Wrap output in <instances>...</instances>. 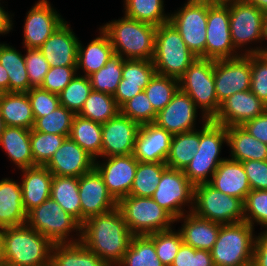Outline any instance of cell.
Wrapping results in <instances>:
<instances>
[{
  "label": "cell",
  "instance_id": "8992f818",
  "mask_svg": "<svg viewBox=\"0 0 267 266\" xmlns=\"http://www.w3.org/2000/svg\"><path fill=\"white\" fill-rule=\"evenodd\" d=\"M196 59L170 22L156 28L152 60L156 73L179 79Z\"/></svg>",
  "mask_w": 267,
  "mask_h": 266
},
{
  "label": "cell",
  "instance_id": "03108f58",
  "mask_svg": "<svg viewBox=\"0 0 267 266\" xmlns=\"http://www.w3.org/2000/svg\"><path fill=\"white\" fill-rule=\"evenodd\" d=\"M6 227L0 225V265L4 263V235Z\"/></svg>",
  "mask_w": 267,
  "mask_h": 266
},
{
  "label": "cell",
  "instance_id": "836d02e7",
  "mask_svg": "<svg viewBox=\"0 0 267 266\" xmlns=\"http://www.w3.org/2000/svg\"><path fill=\"white\" fill-rule=\"evenodd\" d=\"M51 264L53 266H108L81 242L54 244Z\"/></svg>",
  "mask_w": 267,
  "mask_h": 266
},
{
  "label": "cell",
  "instance_id": "3957f363",
  "mask_svg": "<svg viewBox=\"0 0 267 266\" xmlns=\"http://www.w3.org/2000/svg\"><path fill=\"white\" fill-rule=\"evenodd\" d=\"M54 244L27 224L6 227L4 262L20 266H48Z\"/></svg>",
  "mask_w": 267,
  "mask_h": 266
},
{
  "label": "cell",
  "instance_id": "4fadbf2b",
  "mask_svg": "<svg viewBox=\"0 0 267 266\" xmlns=\"http://www.w3.org/2000/svg\"><path fill=\"white\" fill-rule=\"evenodd\" d=\"M152 198L176 220L192 211L194 185L188 180L183 170L167 168L162 173ZM188 203L191 209L186 211L183 207Z\"/></svg>",
  "mask_w": 267,
  "mask_h": 266
},
{
  "label": "cell",
  "instance_id": "4316f807",
  "mask_svg": "<svg viewBox=\"0 0 267 266\" xmlns=\"http://www.w3.org/2000/svg\"><path fill=\"white\" fill-rule=\"evenodd\" d=\"M22 200L26 213L50 198L53 174L45 167L36 165L21 170Z\"/></svg>",
  "mask_w": 267,
  "mask_h": 266
},
{
  "label": "cell",
  "instance_id": "003e7915",
  "mask_svg": "<svg viewBox=\"0 0 267 266\" xmlns=\"http://www.w3.org/2000/svg\"><path fill=\"white\" fill-rule=\"evenodd\" d=\"M255 5L262 12L267 13V0H242Z\"/></svg>",
  "mask_w": 267,
  "mask_h": 266
},
{
  "label": "cell",
  "instance_id": "8d00e7d4",
  "mask_svg": "<svg viewBox=\"0 0 267 266\" xmlns=\"http://www.w3.org/2000/svg\"><path fill=\"white\" fill-rule=\"evenodd\" d=\"M200 130L196 129L172 136L170 151L165 161L168 168L184 170L197 153Z\"/></svg>",
  "mask_w": 267,
  "mask_h": 266
},
{
  "label": "cell",
  "instance_id": "d4e9b609",
  "mask_svg": "<svg viewBox=\"0 0 267 266\" xmlns=\"http://www.w3.org/2000/svg\"><path fill=\"white\" fill-rule=\"evenodd\" d=\"M178 217L175 222L184 220L181 229L183 243L199 250H211L217 240L222 224L198 217L188 212Z\"/></svg>",
  "mask_w": 267,
  "mask_h": 266
},
{
  "label": "cell",
  "instance_id": "9a60e30c",
  "mask_svg": "<svg viewBox=\"0 0 267 266\" xmlns=\"http://www.w3.org/2000/svg\"><path fill=\"white\" fill-rule=\"evenodd\" d=\"M229 6L230 32L236 50L251 42H262L264 12L242 0H223ZM241 47V48H240ZM239 48V49H238Z\"/></svg>",
  "mask_w": 267,
  "mask_h": 266
},
{
  "label": "cell",
  "instance_id": "7bdbcfd3",
  "mask_svg": "<svg viewBox=\"0 0 267 266\" xmlns=\"http://www.w3.org/2000/svg\"><path fill=\"white\" fill-rule=\"evenodd\" d=\"M179 89V80L155 73L144 91L156 113L165 108Z\"/></svg>",
  "mask_w": 267,
  "mask_h": 266
},
{
  "label": "cell",
  "instance_id": "be15d7a7",
  "mask_svg": "<svg viewBox=\"0 0 267 266\" xmlns=\"http://www.w3.org/2000/svg\"><path fill=\"white\" fill-rule=\"evenodd\" d=\"M0 5V34H7L13 28L12 17Z\"/></svg>",
  "mask_w": 267,
  "mask_h": 266
},
{
  "label": "cell",
  "instance_id": "60d3db41",
  "mask_svg": "<svg viewBox=\"0 0 267 266\" xmlns=\"http://www.w3.org/2000/svg\"><path fill=\"white\" fill-rule=\"evenodd\" d=\"M167 168L166 163L138 162L129 195L152 197L160 182L162 173Z\"/></svg>",
  "mask_w": 267,
  "mask_h": 266
},
{
  "label": "cell",
  "instance_id": "f546056e",
  "mask_svg": "<svg viewBox=\"0 0 267 266\" xmlns=\"http://www.w3.org/2000/svg\"><path fill=\"white\" fill-rule=\"evenodd\" d=\"M226 143L231 150V160H267V145L253 137L242 126L227 127Z\"/></svg>",
  "mask_w": 267,
  "mask_h": 266
},
{
  "label": "cell",
  "instance_id": "89a4df30",
  "mask_svg": "<svg viewBox=\"0 0 267 266\" xmlns=\"http://www.w3.org/2000/svg\"><path fill=\"white\" fill-rule=\"evenodd\" d=\"M262 38L263 40H267V13L263 17Z\"/></svg>",
  "mask_w": 267,
  "mask_h": 266
},
{
  "label": "cell",
  "instance_id": "9c48e42d",
  "mask_svg": "<svg viewBox=\"0 0 267 266\" xmlns=\"http://www.w3.org/2000/svg\"><path fill=\"white\" fill-rule=\"evenodd\" d=\"M26 224L53 244L76 243L81 240V224L51 198L27 213ZM72 231H78V238H68Z\"/></svg>",
  "mask_w": 267,
  "mask_h": 266
},
{
  "label": "cell",
  "instance_id": "b9f144b4",
  "mask_svg": "<svg viewBox=\"0 0 267 266\" xmlns=\"http://www.w3.org/2000/svg\"><path fill=\"white\" fill-rule=\"evenodd\" d=\"M123 61L120 55L113 54L104 67L89 76L92 89L114 95L122 79Z\"/></svg>",
  "mask_w": 267,
  "mask_h": 266
},
{
  "label": "cell",
  "instance_id": "e7e4bbea",
  "mask_svg": "<svg viewBox=\"0 0 267 266\" xmlns=\"http://www.w3.org/2000/svg\"><path fill=\"white\" fill-rule=\"evenodd\" d=\"M9 92V77L6 69L0 64V93Z\"/></svg>",
  "mask_w": 267,
  "mask_h": 266
},
{
  "label": "cell",
  "instance_id": "d590c367",
  "mask_svg": "<svg viewBox=\"0 0 267 266\" xmlns=\"http://www.w3.org/2000/svg\"><path fill=\"white\" fill-rule=\"evenodd\" d=\"M69 138L76 142L95 160L101 157L102 151V124L83 118L76 114L74 116Z\"/></svg>",
  "mask_w": 267,
  "mask_h": 266
},
{
  "label": "cell",
  "instance_id": "91938a15",
  "mask_svg": "<svg viewBox=\"0 0 267 266\" xmlns=\"http://www.w3.org/2000/svg\"><path fill=\"white\" fill-rule=\"evenodd\" d=\"M142 91L143 89L139 85L123 84V79H121L113 97L118 106L121 107L125 102Z\"/></svg>",
  "mask_w": 267,
  "mask_h": 266
},
{
  "label": "cell",
  "instance_id": "ab89813d",
  "mask_svg": "<svg viewBox=\"0 0 267 266\" xmlns=\"http://www.w3.org/2000/svg\"><path fill=\"white\" fill-rule=\"evenodd\" d=\"M163 0H124L125 16L156 27L168 23Z\"/></svg>",
  "mask_w": 267,
  "mask_h": 266
},
{
  "label": "cell",
  "instance_id": "ba28073f",
  "mask_svg": "<svg viewBox=\"0 0 267 266\" xmlns=\"http://www.w3.org/2000/svg\"><path fill=\"white\" fill-rule=\"evenodd\" d=\"M128 229L133 235H148L171 229L175 219L152 197L128 195L117 202Z\"/></svg>",
  "mask_w": 267,
  "mask_h": 266
},
{
  "label": "cell",
  "instance_id": "4dcf8cb0",
  "mask_svg": "<svg viewBox=\"0 0 267 266\" xmlns=\"http://www.w3.org/2000/svg\"><path fill=\"white\" fill-rule=\"evenodd\" d=\"M100 36L93 39L86 48L79 41L77 51V71L83 69L84 75L89 77L104 67L114 53L109 36L99 28Z\"/></svg>",
  "mask_w": 267,
  "mask_h": 266
},
{
  "label": "cell",
  "instance_id": "603a6c76",
  "mask_svg": "<svg viewBox=\"0 0 267 266\" xmlns=\"http://www.w3.org/2000/svg\"><path fill=\"white\" fill-rule=\"evenodd\" d=\"M79 40L64 21L39 48L49 67H76Z\"/></svg>",
  "mask_w": 267,
  "mask_h": 266
},
{
  "label": "cell",
  "instance_id": "816d5d0a",
  "mask_svg": "<svg viewBox=\"0 0 267 266\" xmlns=\"http://www.w3.org/2000/svg\"><path fill=\"white\" fill-rule=\"evenodd\" d=\"M250 90L267 105V57L263 53H251Z\"/></svg>",
  "mask_w": 267,
  "mask_h": 266
},
{
  "label": "cell",
  "instance_id": "5bb4252c",
  "mask_svg": "<svg viewBox=\"0 0 267 266\" xmlns=\"http://www.w3.org/2000/svg\"><path fill=\"white\" fill-rule=\"evenodd\" d=\"M214 83L220 104L236 92L250 90L251 54L214 60Z\"/></svg>",
  "mask_w": 267,
  "mask_h": 266
},
{
  "label": "cell",
  "instance_id": "cb8c5ba5",
  "mask_svg": "<svg viewBox=\"0 0 267 266\" xmlns=\"http://www.w3.org/2000/svg\"><path fill=\"white\" fill-rule=\"evenodd\" d=\"M172 136L155 123L142 124L135 141L134 157L138 162L165 163Z\"/></svg>",
  "mask_w": 267,
  "mask_h": 266
},
{
  "label": "cell",
  "instance_id": "d6986e66",
  "mask_svg": "<svg viewBox=\"0 0 267 266\" xmlns=\"http://www.w3.org/2000/svg\"><path fill=\"white\" fill-rule=\"evenodd\" d=\"M265 111L266 104L251 90H245L225 99L212 121L225 127L242 126Z\"/></svg>",
  "mask_w": 267,
  "mask_h": 266
},
{
  "label": "cell",
  "instance_id": "bcb514c9",
  "mask_svg": "<svg viewBox=\"0 0 267 266\" xmlns=\"http://www.w3.org/2000/svg\"><path fill=\"white\" fill-rule=\"evenodd\" d=\"M75 115L73 111L60 105L44 117H34L35 123L32 129L69 137Z\"/></svg>",
  "mask_w": 267,
  "mask_h": 266
},
{
  "label": "cell",
  "instance_id": "8fae6325",
  "mask_svg": "<svg viewBox=\"0 0 267 266\" xmlns=\"http://www.w3.org/2000/svg\"><path fill=\"white\" fill-rule=\"evenodd\" d=\"M208 0H187L170 14L169 22L176 28L189 50L197 58L206 59Z\"/></svg>",
  "mask_w": 267,
  "mask_h": 266
},
{
  "label": "cell",
  "instance_id": "2e32d148",
  "mask_svg": "<svg viewBox=\"0 0 267 266\" xmlns=\"http://www.w3.org/2000/svg\"><path fill=\"white\" fill-rule=\"evenodd\" d=\"M105 159L104 163L95 160L94 168L102 176L109 193L118 202L130 193L138 160L133 154L105 157Z\"/></svg>",
  "mask_w": 267,
  "mask_h": 266
},
{
  "label": "cell",
  "instance_id": "484cf974",
  "mask_svg": "<svg viewBox=\"0 0 267 266\" xmlns=\"http://www.w3.org/2000/svg\"><path fill=\"white\" fill-rule=\"evenodd\" d=\"M215 189L227 195L245 200L251 191L242 162L226 158L220 163L209 182Z\"/></svg>",
  "mask_w": 267,
  "mask_h": 266
},
{
  "label": "cell",
  "instance_id": "ac0fdd59",
  "mask_svg": "<svg viewBox=\"0 0 267 266\" xmlns=\"http://www.w3.org/2000/svg\"><path fill=\"white\" fill-rule=\"evenodd\" d=\"M140 126L121 113L103 123L101 157L133 154Z\"/></svg>",
  "mask_w": 267,
  "mask_h": 266
},
{
  "label": "cell",
  "instance_id": "9f6ffc18",
  "mask_svg": "<svg viewBox=\"0 0 267 266\" xmlns=\"http://www.w3.org/2000/svg\"><path fill=\"white\" fill-rule=\"evenodd\" d=\"M251 190H267V160L242 162Z\"/></svg>",
  "mask_w": 267,
  "mask_h": 266
},
{
  "label": "cell",
  "instance_id": "30bf717a",
  "mask_svg": "<svg viewBox=\"0 0 267 266\" xmlns=\"http://www.w3.org/2000/svg\"><path fill=\"white\" fill-rule=\"evenodd\" d=\"M191 212L222 225L244 221L243 200L222 193L209 183L194 186Z\"/></svg>",
  "mask_w": 267,
  "mask_h": 266
},
{
  "label": "cell",
  "instance_id": "d6a6232c",
  "mask_svg": "<svg viewBox=\"0 0 267 266\" xmlns=\"http://www.w3.org/2000/svg\"><path fill=\"white\" fill-rule=\"evenodd\" d=\"M50 198L82 224L78 177L53 175Z\"/></svg>",
  "mask_w": 267,
  "mask_h": 266
},
{
  "label": "cell",
  "instance_id": "c3c4849f",
  "mask_svg": "<svg viewBox=\"0 0 267 266\" xmlns=\"http://www.w3.org/2000/svg\"><path fill=\"white\" fill-rule=\"evenodd\" d=\"M155 73L152 60L124 59L123 61V84L139 85L144 90Z\"/></svg>",
  "mask_w": 267,
  "mask_h": 266
},
{
  "label": "cell",
  "instance_id": "8c879c8a",
  "mask_svg": "<svg viewBox=\"0 0 267 266\" xmlns=\"http://www.w3.org/2000/svg\"><path fill=\"white\" fill-rule=\"evenodd\" d=\"M0 266H20V265H12L10 263H2Z\"/></svg>",
  "mask_w": 267,
  "mask_h": 266
},
{
  "label": "cell",
  "instance_id": "2644e50d",
  "mask_svg": "<svg viewBox=\"0 0 267 266\" xmlns=\"http://www.w3.org/2000/svg\"><path fill=\"white\" fill-rule=\"evenodd\" d=\"M6 125H5V122L1 116V112H0V137L5 129Z\"/></svg>",
  "mask_w": 267,
  "mask_h": 266
},
{
  "label": "cell",
  "instance_id": "52a82bcc",
  "mask_svg": "<svg viewBox=\"0 0 267 266\" xmlns=\"http://www.w3.org/2000/svg\"><path fill=\"white\" fill-rule=\"evenodd\" d=\"M179 89L202 109V120H212L220 109L214 83V60L197 58L178 79Z\"/></svg>",
  "mask_w": 267,
  "mask_h": 266
},
{
  "label": "cell",
  "instance_id": "7dc6e473",
  "mask_svg": "<svg viewBox=\"0 0 267 266\" xmlns=\"http://www.w3.org/2000/svg\"><path fill=\"white\" fill-rule=\"evenodd\" d=\"M168 229L148 234L153 240L156 248V255L164 266H171L180 246L183 243L181 233Z\"/></svg>",
  "mask_w": 267,
  "mask_h": 266
},
{
  "label": "cell",
  "instance_id": "e0dca14e",
  "mask_svg": "<svg viewBox=\"0 0 267 266\" xmlns=\"http://www.w3.org/2000/svg\"><path fill=\"white\" fill-rule=\"evenodd\" d=\"M64 21L48 0H39L25 18L24 48L39 49Z\"/></svg>",
  "mask_w": 267,
  "mask_h": 266
},
{
  "label": "cell",
  "instance_id": "94428289",
  "mask_svg": "<svg viewBox=\"0 0 267 266\" xmlns=\"http://www.w3.org/2000/svg\"><path fill=\"white\" fill-rule=\"evenodd\" d=\"M192 255H195V248L182 243L171 266H191Z\"/></svg>",
  "mask_w": 267,
  "mask_h": 266
},
{
  "label": "cell",
  "instance_id": "74e56055",
  "mask_svg": "<svg viewBox=\"0 0 267 266\" xmlns=\"http://www.w3.org/2000/svg\"><path fill=\"white\" fill-rule=\"evenodd\" d=\"M117 266H164L156 255L153 240L148 235H133L127 252Z\"/></svg>",
  "mask_w": 267,
  "mask_h": 266
},
{
  "label": "cell",
  "instance_id": "6f0895ef",
  "mask_svg": "<svg viewBox=\"0 0 267 266\" xmlns=\"http://www.w3.org/2000/svg\"><path fill=\"white\" fill-rule=\"evenodd\" d=\"M242 127L253 137L267 145V110L249 121H246Z\"/></svg>",
  "mask_w": 267,
  "mask_h": 266
},
{
  "label": "cell",
  "instance_id": "7c38bea8",
  "mask_svg": "<svg viewBox=\"0 0 267 266\" xmlns=\"http://www.w3.org/2000/svg\"><path fill=\"white\" fill-rule=\"evenodd\" d=\"M230 32L229 6L223 0H208L206 59L220 60L240 56Z\"/></svg>",
  "mask_w": 267,
  "mask_h": 266
},
{
  "label": "cell",
  "instance_id": "f907efd6",
  "mask_svg": "<svg viewBox=\"0 0 267 266\" xmlns=\"http://www.w3.org/2000/svg\"><path fill=\"white\" fill-rule=\"evenodd\" d=\"M120 113L140 125L154 123L157 116L144 90L125 102Z\"/></svg>",
  "mask_w": 267,
  "mask_h": 266
},
{
  "label": "cell",
  "instance_id": "6125c7cd",
  "mask_svg": "<svg viewBox=\"0 0 267 266\" xmlns=\"http://www.w3.org/2000/svg\"><path fill=\"white\" fill-rule=\"evenodd\" d=\"M191 266H214L211 252L209 250L195 249V255H192Z\"/></svg>",
  "mask_w": 267,
  "mask_h": 266
},
{
  "label": "cell",
  "instance_id": "11a10c76",
  "mask_svg": "<svg viewBox=\"0 0 267 266\" xmlns=\"http://www.w3.org/2000/svg\"><path fill=\"white\" fill-rule=\"evenodd\" d=\"M76 74V67H50L43 84L40 87L50 93L58 95L70 83Z\"/></svg>",
  "mask_w": 267,
  "mask_h": 266
},
{
  "label": "cell",
  "instance_id": "ee69618b",
  "mask_svg": "<svg viewBox=\"0 0 267 266\" xmlns=\"http://www.w3.org/2000/svg\"><path fill=\"white\" fill-rule=\"evenodd\" d=\"M92 90L89 77L76 74L70 83L58 94L60 105L78 114Z\"/></svg>",
  "mask_w": 267,
  "mask_h": 266
},
{
  "label": "cell",
  "instance_id": "ffe728a7",
  "mask_svg": "<svg viewBox=\"0 0 267 266\" xmlns=\"http://www.w3.org/2000/svg\"><path fill=\"white\" fill-rule=\"evenodd\" d=\"M197 108L190 96L178 89L170 103L157 113L154 123L171 135L196 130Z\"/></svg>",
  "mask_w": 267,
  "mask_h": 266
},
{
  "label": "cell",
  "instance_id": "f1b7e54d",
  "mask_svg": "<svg viewBox=\"0 0 267 266\" xmlns=\"http://www.w3.org/2000/svg\"><path fill=\"white\" fill-rule=\"evenodd\" d=\"M30 133L31 130L27 128L6 126L0 137V147L21 170L36 166L31 151Z\"/></svg>",
  "mask_w": 267,
  "mask_h": 266
},
{
  "label": "cell",
  "instance_id": "680465c9",
  "mask_svg": "<svg viewBox=\"0 0 267 266\" xmlns=\"http://www.w3.org/2000/svg\"><path fill=\"white\" fill-rule=\"evenodd\" d=\"M267 229V227H266ZM255 236L252 266H267V230Z\"/></svg>",
  "mask_w": 267,
  "mask_h": 266
},
{
  "label": "cell",
  "instance_id": "a7ac6f4b",
  "mask_svg": "<svg viewBox=\"0 0 267 266\" xmlns=\"http://www.w3.org/2000/svg\"><path fill=\"white\" fill-rule=\"evenodd\" d=\"M251 53H263L267 57V48H265L264 46L263 48L262 46L261 47L258 46L256 48L246 49V51H244V53L242 54H251Z\"/></svg>",
  "mask_w": 267,
  "mask_h": 266
},
{
  "label": "cell",
  "instance_id": "f35d334b",
  "mask_svg": "<svg viewBox=\"0 0 267 266\" xmlns=\"http://www.w3.org/2000/svg\"><path fill=\"white\" fill-rule=\"evenodd\" d=\"M119 113L120 107L113 95L92 90L78 115L103 124Z\"/></svg>",
  "mask_w": 267,
  "mask_h": 266
},
{
  "label": "cell",
  "instance_id": "44dd1931",
  "mask_svg": "<svg viewBox=\"0 0 267 266\" xmlns=\"http://www.w3.org/2000/svg\"><path fill=\"white\" fill-rule=\"evenodd\" d=\"M79 196L82 223L94 215L106 213L117 207V201L109 193L102 176L95 168L79 177Z\"/></svg>",
  "mask_w": 267,
  "mask_h": 266
},
{
  "label": "cell",
  "instance_id": "f5cc1de1",
  "mask_svg": "<svg viewBox=\"0 0 267 266\" xmlns=\"http://www.w3.org/2000/svg\"><path fill=\"white\" fill-rule=\"evenodd\" d=\"M24 58L30 89L32 87H40L50 68L47 60L40 49L26 48V55H24Z\"/></svg>",
  "mask_w": 267,
  "mask_h": 266
},
{
  "label": "cell",
  "instance_id": "5b68a950",
  "mask_svg": "<svg viewBox=\"0 0 267 266\" xmlns=\"http://www.w3.org/2000/svg\"><path fill=\"white\" fill-rule=\"evenodd\" d=\"M254 228L247 222L221 225L210 250L214 266H252Z\"/></svg>",
  "mask_w": 267,
  "mask_h": 266
},
{
  "label": "cell",
  "instance_id": "7a4b0ae2",
  "mask_svg": "<svg viewBox=\"0 0 267 266\" xmlns=\"http://www.w3.org/2000/svg\"><path fill=\"white\" fill-rule=\"evenodd\" d=\"M156 28L125 15L101 26L109 36L114 53L135 60H153Z\"/></svg>",
  "mask_w": 267,
  "mask_h": 266
},
{
  "label": "cell",
  "instance_id": "83f0119b",
  "mask_svg": "<svg viewBox=\"0 0 267 266\" xmlns=\"http://www.w3.org/2000/svg\"><path fill=\"white\" fill-rule=\"evenodd\" d=\"M21 185L13 179L0 180V225L5 227L26 224Z\"/></svg>",
  "mask_w": 267,
  "mask_h": 266
},
{
  "label": "cell",
  "instance_id": "f6af8a7d",
  "mask_svg": "<svg viewBox=\"0 0 267 266\" xmlns=\"http://www.w3.org/2000/svg\"><path fill=\"white\" fill-rule=\"evenodd\" d=\"M66 138L68 137L31 129L30 143L34 164L45 166Z\"/></svg>",
  "mask_w": 267,
  "mask_h": 266
},
{
  "label": "cell",
  "instance_id": "db71d44e",
  "mask_svg": "<svg viewBox=\"0 0 267 266\" xmlns=\"http://www.w3.org/2000/svg\"><path fill=\"white\" fill-rule=\"evenodd\" d=\"M27 95L34 117H44L60 106L59 96L41 87H32Z\"/></svg>",
  "mask_w": 267,
  "mask_h": 266
},
{
  "label": "cell",
  "instance_id": "e575fe53",
  "mask_svg": "<svg viewBox=\"0 0 267 266\" xmlns=\"http://www.w3.org/2000/svg\"><path fill=\"white\" fill-rule=\"evenodd\" d=\"M0 64L6 69L9 77V92L27 93L30 82L21 52L8 44H0Z\"/></svg>",
  "mask_w": 267,
  "mask_h": 266
},
{
  "label": "cell",
  "instance_id": "7402d4cb",
  "mask_svg": "<svg viewBox=\"0 0 267 266\" xmlns=\"http://www.w3.org/2000/svg\"><path fill=\"white\" fill-rule=\"evenodd\" d=\"M45 167L56 176L79 178L94 169L95 159L68 137Z\"/></svg>",
  "mask_w": 267,
  "mask_h": 266
},
{
  "label": "cell",
  "instance_id": "681fc988",
  "mask_svg": "<svg viewBox=\"0 0 267 266\" xmlns=\"http://www.w3.org/2000/svg\"><path fill=\"white\" fill-rule=\"evenodd\" d=\"M244 204V222L254 228V223L267 227V190H251Z\"/></svg>",
  "mask_w": 267,
  "mask_h": 266
},
{
  "label": "cell",
  "instance_id": "6da1fadb",
  "mask_svg": "<svg viewBox=\"0 0 267 266\" xmlns=\"http://www.w3.org/2000/svg\"><path fill=\"white\" fill-rule=\"evenodd\" d=\"M132 236L118 207L81 224L80 242L108 266H117L122 261Z\"/></svg>",
  "mask_w": 267,
  "mask_h": 266
},
{
  "label": "cell",
  "instance_id": "1f68e13d",
  "mask_svg": "<svg viewBox=\"0 0 267 266\" xmlns=\"http://www.w3.org/2000/svg\"><path fill=\"white\" fill-rule=\"evenodd\" d=\"M0 112L6 126L32 129L35 119L27 93H0Z\"/></svg>",
  "mask_w": 267,
  "mask_h": 266
},
{
  "label": "cell",
  "instance_id": "277c9868",
  "mask_svg": "<svg viewBox=\"0 0 267 266\" xmlns=\"http://www.w3.org/2000/svg\"><path fill=\"white\" fill-rule=\"evenodd\" d=\"M202 123L198 151L183 170L194 186L209 183L220 163L225 160L219 155L222 144L227 142V127L212 120Z\"/></svg>",
  "mask_w": 267,
  "mask_h": 266
}]
</instances>
